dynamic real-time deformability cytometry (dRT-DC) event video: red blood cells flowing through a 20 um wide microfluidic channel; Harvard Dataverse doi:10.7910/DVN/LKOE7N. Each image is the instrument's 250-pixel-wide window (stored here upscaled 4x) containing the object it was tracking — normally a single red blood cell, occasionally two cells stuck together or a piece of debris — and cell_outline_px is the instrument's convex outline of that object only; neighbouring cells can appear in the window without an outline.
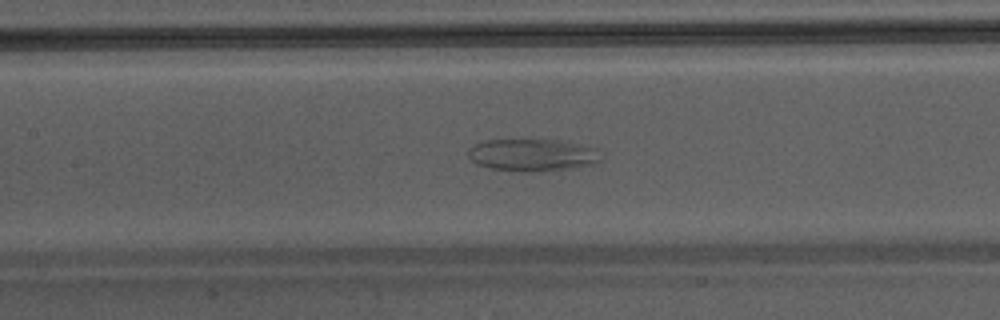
{"species": "Egyptian fruit bat (a non-hibernating species)", "species_latin": "Rousettus aegyptiacus", "temperature_condition": "warm", "stored_images_in_passage": 43, "camera_frame_rate_fps": 3000, "um_per_image_px": 0.085, "animal": {"sex": "male"}, "frame": {"image": 1, "passage_image": 17, "time_ms": 5.333, "image_size_px": [1000, 320], "cell_outline_px": [[600, 160], [592, 164], [576, 168], [544, 172], [524, 172], [492, 168], [476, 164], [468, 156], [468, 148], [484, 140], [560, 140], [596, 148]], "centroid_in_image_um": [45.25, 13.19], "position_along_channel_um": 162.2, "area_um2": 25.03}}
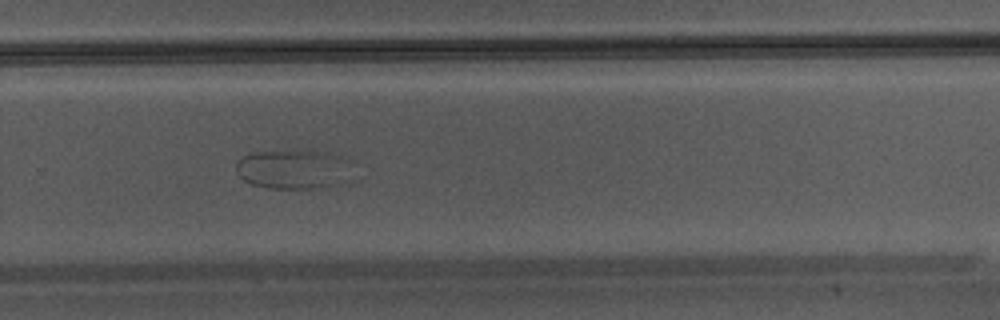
{"frame": {"image": 2, "passage_image": 27, "time_ms": 8.667, "image_size_px": [1000, 320], "cell_outline_px": [[344, 160], [336, 184], [320, 188], [268, 188], [252, 184], [244, 180], [236, 172], [236, 160], [252, 152], [332, 152], [340, 156]], "centroid_in_image_um": [24.68, 14.39], "position_along_channel_um": 305.1, "area_um2": 24.91}}
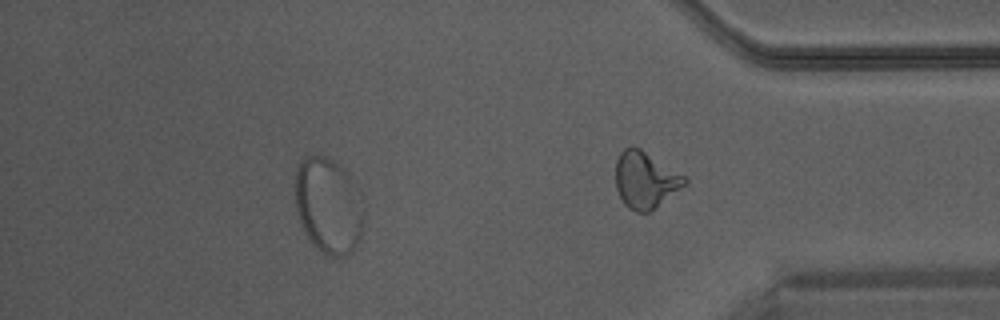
{"frame": {"image": 3, "passage_image": 37, "time_ms": 12.0, "image_size_px": [1000, 320], "cell_outline_px": [[364, 224], [360, 240], [356, 248], [352, 252], [344, 256], [328, 256], [316, 248], [304, 232], [300, 224], [296, 212], [296, 168], [300, 160], [304, 156], [324, 156], [340, 164], [348, 172]], "centroid_in_image_um": [27.86, 17.51], "position_along_channel_um": 407.3, "area_um2": 37.86}}